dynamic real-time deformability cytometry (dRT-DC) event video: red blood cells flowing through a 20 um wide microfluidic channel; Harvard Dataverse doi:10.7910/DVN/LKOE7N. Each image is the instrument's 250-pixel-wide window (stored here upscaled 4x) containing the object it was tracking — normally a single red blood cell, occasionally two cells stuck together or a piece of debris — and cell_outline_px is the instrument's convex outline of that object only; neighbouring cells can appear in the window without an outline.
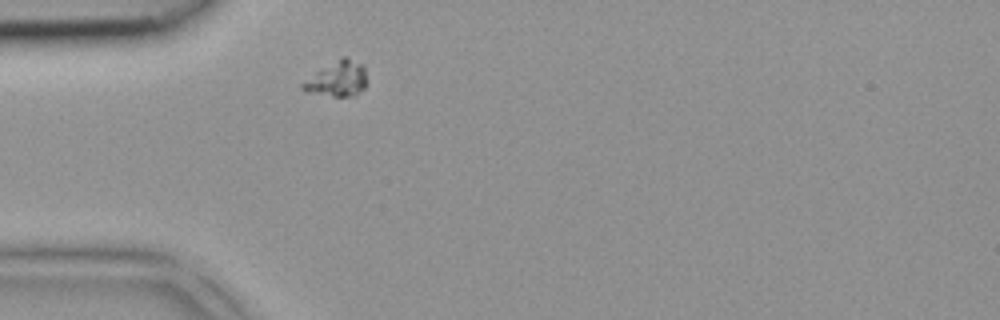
{"species": "common noctule bat (a hibernating species)", "species_latin": "Nyctalus noctula", "temperature_condition": "room temperature", "stored_images_in_passage": 1, "camera_frame_rate_fps": 3000, "um_per_image_px": 0.085, "animal": {"sex": "female", "body_mass_g": 18.4}, "frame": {"image": 1, "passage_image": 1, "time_ms": 0.0, "image_size_px": [1000, 320], "cell_outline_px": [[368, 80], [364, 88], [356, 96], [332, 96], [304, 92], [300, 88], [300, 84], [316, 72], [340, 56], [348, 56], [360, 64], [364, 68]], "centroid_in_image_um": [28.68, 6.71], "position_along_channel_um": 56.3, "area_um2": 13.41}}